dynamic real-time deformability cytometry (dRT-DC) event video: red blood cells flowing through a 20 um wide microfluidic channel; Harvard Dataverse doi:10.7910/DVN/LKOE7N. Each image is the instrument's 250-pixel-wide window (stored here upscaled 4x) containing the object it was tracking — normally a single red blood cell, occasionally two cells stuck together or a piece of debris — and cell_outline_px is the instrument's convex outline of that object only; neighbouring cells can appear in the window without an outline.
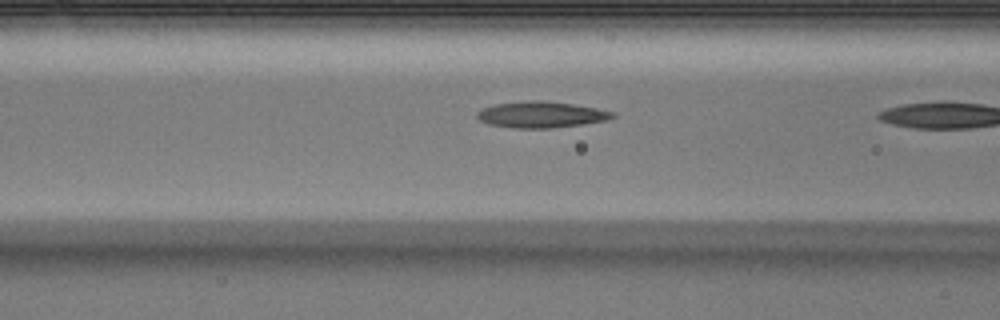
{"species": "Egyptian fruit bat (a non-hibernating species)", "species_latin": "Rousettus aegyptiacus", "temperature_condition": "warm", "stored_images_in_passage": 17, "camera_frame_rate_fps": 3000, "um_per_image_px": 0.085, "animal": {"sex": "male"}, "frame": {"image": 1, "passage_image": 16, "time_ms": 5.0, "image_size_px": [1000, 320], "cell_outline_px": [[616, 116], [608, 120], [584, 124], [548, 128], [512, 128], [488, 124], [480, 120], [476, 116], [476, 112], [484, 108], [496, 104], [572, 104], [596, 108], [616, 112]], "centroid_in_image_um": [46.06, 9.81], "position_along_channel_um": 120.5, "area_um2": 19.42}}